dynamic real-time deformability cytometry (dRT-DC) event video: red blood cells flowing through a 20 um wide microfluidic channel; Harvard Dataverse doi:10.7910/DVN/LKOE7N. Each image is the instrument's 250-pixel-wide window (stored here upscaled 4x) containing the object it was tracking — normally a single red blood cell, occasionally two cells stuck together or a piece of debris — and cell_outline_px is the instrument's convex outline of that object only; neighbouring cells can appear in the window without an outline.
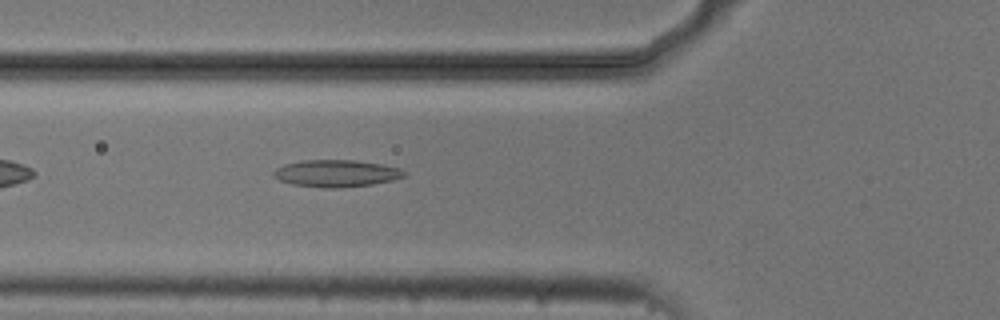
{"species": "common noctule bat (a hibernating species)", "species_latin": "Nyctalus noctula", "temperature_condition": "cold", "stored_images_in_passage": 36, "camera_frame_rate_fps": 3000, "um_per_image_px": 0.085, "animal": {"sex": "male", "body_mass_g": 20.5, "forearm_length_mm": 52.5}, "frame": {"image": 1, "passage_image": 3, "time_ms": 0.667, "image_size_px": [1000, 320], "cell_outline_px": [[408, 176], [392, 180], [372, 184], [340, 188], [324, 188], [292, 184], [280, 180], [272, 176], [272, 172], [276, 168], [284, 164], [304, 160], [356, 160], [384, 164], [400, 168], [408, 172]], "centroid_in_image_um": [28.62, 14.73], "position_along_channel_um": 97.2, "area_um2": 20.87}}
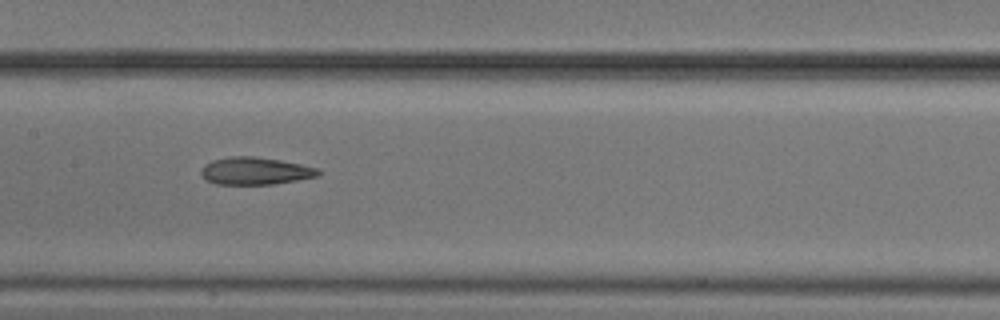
{"frame": {"image": 2, "passage_image": 10, "time_ms": 3.0, "image_size_px": [1000, 320], "cell_outline_px": [[324, 172], [316, 176], [296, 180], [272, 184], [216, 184], [204, 180], [200, 172], [200, 168], [204, 164], [212, 160], [232, 156], [256, 156], [280, 160], [320, 168]], "centroid_in_image_um": [21.67, 14.52], "position_along_channel_um": 185.7, "area_um2": 18.9}}
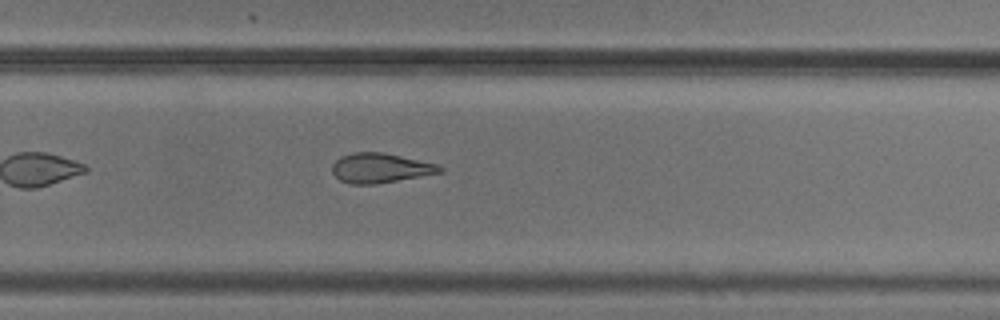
{"frame": {"image": 3, "passage_image": 19, "time_ms": 6.0, "image_size_px": [1000, 320], "cell_outline_px": [[444, 172], [376, 184], [352, 184], [340, 180], [332, 172], [332, 164], [340, 156], [352, 152], [384, 152], [436, 164], [444, 168]], "centroid_in_image_um": [32.31, 14.28], "position_along_channel_um": 297.5, "area_um2": 18.61}, "authors_computed_cell_mechanics": {"area_um2": 19.1029, "velocity_mm_per_s": 3.7433, "shape_relaxation_time_tau1_ms": null, "shape_relaxation_time_tau2_ms": 3.873, "deformation_change_tau1": null, "deformation_change_tau2": 0.1269}}